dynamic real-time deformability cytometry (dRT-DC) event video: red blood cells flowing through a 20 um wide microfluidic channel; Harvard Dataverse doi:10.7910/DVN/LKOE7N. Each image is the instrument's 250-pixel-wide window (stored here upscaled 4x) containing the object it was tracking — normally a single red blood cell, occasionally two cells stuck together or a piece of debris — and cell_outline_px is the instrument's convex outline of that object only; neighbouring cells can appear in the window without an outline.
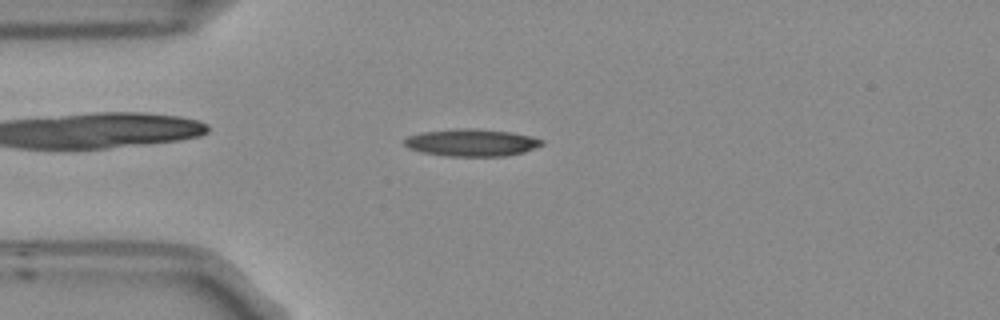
{"species": "Egyptian fruit bat (a non-hibernating species)", "species_latin": "Rousettus aegyptiacus", "temperature_condition": "room temperature", "stored_images_in_passage": 52, "camera_frame_rate_fps": 3000, "um_per_image_px": 0.085, "frame": {"image": 1, "passage_image": 12, "time_ms": 3.667, "image_size_px": [1000, 320], "cell_outline_px": [[544, 144], [524, 152], [504, 156], [448, 156], [420, 152], [408, 148], [404, 144], [404, 140], [408, 136], [420, 132], [456, 128], [468, 128], [508, 132], [532, 136], [544, 140]], "centroid_in_image_um": [40.06, 12.12], "position_along_channel_um": 44.9, "area_um2": 21.85}}
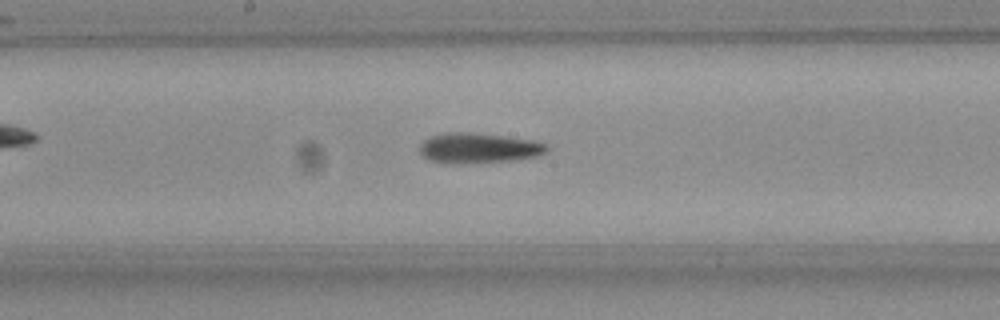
{"frame": {"image": 2, "passage_image": 26, "time_ms": 8.333, "image_size_px": [1000, 320], "cell_outline_px": [[548, 148], [544, 152], [532, 156], [508, 160], [428, 160], [420, 156], [420, 144], [428, 136], [444, 132], [472, 132], [504, 136], [532, 140], [544, 144]], "centroid_in_image_um": [40.6, 12.5], "position_along_channel_um": 207.6, "area_um2": 20.98}}
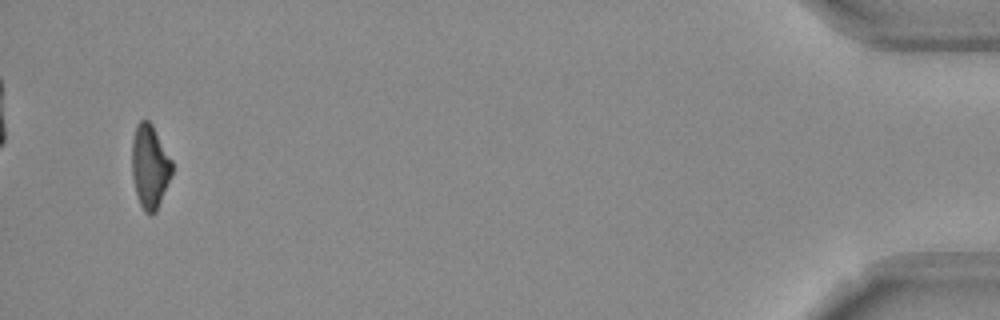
{"frame": {"image": 3, "passage_image": 50, "time_ms": 16.333, "image_size_px": [1000, 320], "cell_outline_px": [[172, 176], [156, 212], [152, 216], [144, 212], [140, 204], [136, 192], [132, 176], [132, 140], [136, 124], [140, 120], [148, 120], [152, 124], [172, 160]], "centroid_in_image_um": [12.74, 14.17], "position_along_channel_um": 422.5, "area_um2": 19.71}, "authors_computed_cell_mechanics": {"area_um2": 20.7791, "velocity_mm_per_s": 3.7852, "shape_relaxation_time_tau1_ms": 8.6268, "shape_relaxation_time_tau2_ms": 6.7003, "deformation_change_tau1": 0.2383, "deformation_change_tau2": 0.195}}